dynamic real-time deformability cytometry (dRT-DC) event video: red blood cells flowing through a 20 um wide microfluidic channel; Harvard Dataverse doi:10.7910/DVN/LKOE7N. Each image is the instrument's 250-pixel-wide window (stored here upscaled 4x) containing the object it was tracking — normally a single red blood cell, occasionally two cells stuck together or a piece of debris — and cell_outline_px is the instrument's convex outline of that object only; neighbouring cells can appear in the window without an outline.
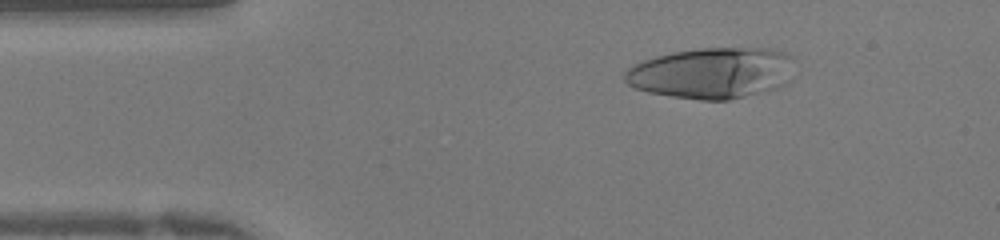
{"species": "human", "species_latin": "Homo sapiens", "temperature_condition": "warm", "stored_images_in_passage": 41, "camera_frame_rate_fps": 3000, "um_per_image_px": 0.085, "donor": {"sex": "female"}, "frame": {"image": 1, "passage_image": 6, "time_ms": 1.667, "image_size_px": [1000, 240], "cell_outline_px": [[792, 56], [784, 84], [780, 88], [728, 100], [700, 100], [672, 96], [648, 92], [636, 88], [628, 84], [624, 80], [624, 72], [632, 64], [656, 56], [672, 52], [700, 48], [768, 48], [784, 52]], "centroid_in_image_um": [60.45, 6.2], "position_along_channel_um": 24.6, "area_um2": 50.17}}
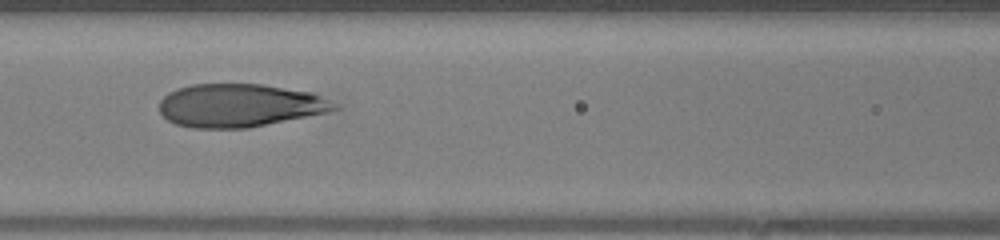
{"frame": {"image": 2, "passage_image": 17, "time_ms": 5.333, "image_size_px": [1000, 240], "cell_outline_px": [[340, 108], [328, 112], [248, 128], [192, 128], [176, 124], [168, 120], [160, 112], [160, 100], [168, 92], [176, 88], [192, 84], [260, 84], [312, 92], [336, 104]], "centroid_in_image_um": [20.34, 8.96], "position_along_channel_um": 146.3, "area_um2": 43.93}}
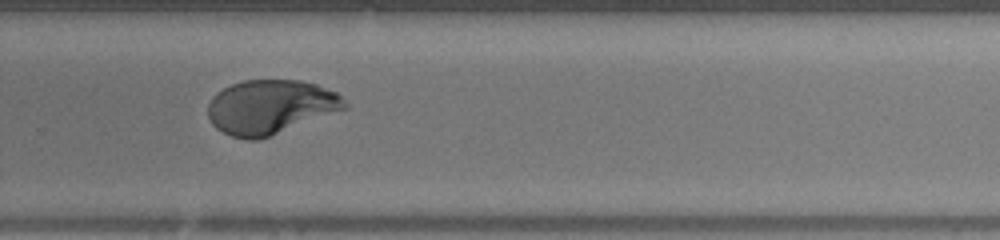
{"frame": {"image": 3, "passage_image": 27, "time_ms": 8.667, "image_size_px": [1000, 240], "cell_outline_px": [[348, 108], [260, 140], [248, 140], [232, 136], [216, 128], [212, 124], [208, 116], [208, 104], [212, 96], [216, 92], [232, 84], [244, 80], [300, 80], [316, 84], [336, 92], [348, 104]], "centroid_in_image_um": [22.98, 9.1], "position_along_channel_um": 306.8, "area_um2": 43.35}}